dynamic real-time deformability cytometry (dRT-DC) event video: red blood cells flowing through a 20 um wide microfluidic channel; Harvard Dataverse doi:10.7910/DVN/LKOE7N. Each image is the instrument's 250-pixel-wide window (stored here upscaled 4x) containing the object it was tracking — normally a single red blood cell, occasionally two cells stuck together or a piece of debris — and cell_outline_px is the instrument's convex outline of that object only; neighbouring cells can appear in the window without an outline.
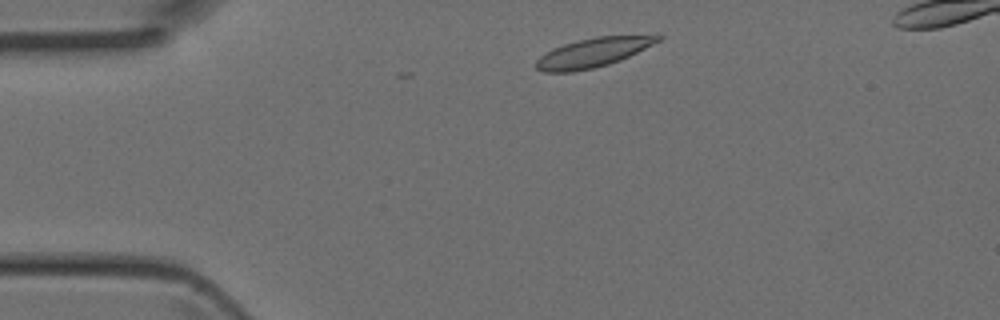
{"species": "Egyptian fruit bat (a non-hibernating species)", "species_latin": "Rousettus aegyptiacus", "temperature_condition": "room temperature", "stored_images_in_passage": 2, "camera_frame_rate_fps": 3000, "um_per_image_px": 0.085, "animal": {"sex": "female"}, "frame": {"image": 1, "passage_image": 1, "time_ms": 0.0, "image_size_px": [1000, 320], "cell_outline_px": [[664, 36], [660, 40], [620, 60], [608, 64], [592, 68], [572, 72], [544, 72], [536, 68], [536, 60], [540, 56], [552, 48], [564, 44], [596, 36], [656, 32], [660, 32]], "centroid_in_image_um": [50.52, 4.41], "position_along_channel_um": 34.5, "area_um2": 21.21}}